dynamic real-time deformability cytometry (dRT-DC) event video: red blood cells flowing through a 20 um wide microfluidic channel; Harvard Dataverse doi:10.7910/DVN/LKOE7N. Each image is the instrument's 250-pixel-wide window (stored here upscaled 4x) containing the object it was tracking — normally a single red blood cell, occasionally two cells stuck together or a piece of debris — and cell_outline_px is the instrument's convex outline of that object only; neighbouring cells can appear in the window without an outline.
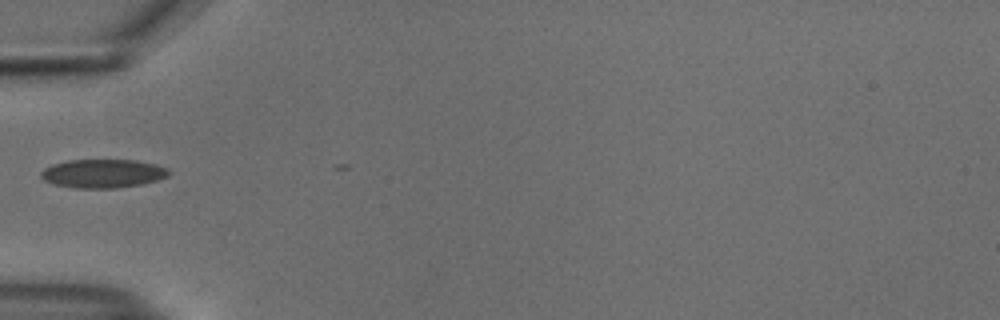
{"species": "common noctule bat (a hibernating species)", "species_latin": "Nyctalus noctula", "temperature_condition": "cold", "stored_images_in_passage": 3, "camera_frame_rate_fps": 3000, "um_per_image_px": 0.085, "animal": {"sex": "male", "body_mass_g": 18.8}, "frame": {"image": 1, "passage_image": 1, "time_ms": 0.0, "image_size_px": [1000, 320], "cell_outline_px": [[172, 172], [168, 176], [156, 180], [140, 184], [116, 188], [76, 188], [56, 184], [44, 180], [40, 176], [40, 172], [44, 168], [52, 164], [68, 160], [136, 160], [156, 164], [168, 168]], "centroid_in_image_um": [8.76, 14.74], "position_along_channel_um": 76.2, "area_um2": 21.33}}